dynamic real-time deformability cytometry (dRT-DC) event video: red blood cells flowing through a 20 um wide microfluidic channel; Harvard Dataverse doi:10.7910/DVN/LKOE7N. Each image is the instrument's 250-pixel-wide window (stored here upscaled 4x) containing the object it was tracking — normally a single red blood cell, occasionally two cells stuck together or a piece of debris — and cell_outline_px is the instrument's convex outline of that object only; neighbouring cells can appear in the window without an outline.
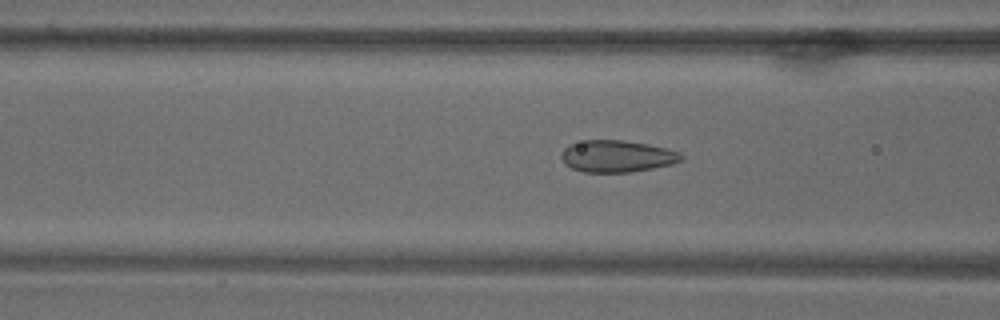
{"species": "common noctule bat (a hibernating species)", "species_latin": "Nyctalus noctula", "temperature_condition": "warm", "stored_images_in_passage": 69, "camera_frame_rate_fps": 3000, "um_per_image_px": 0.085, "animal": {"sex": "male", "body_mass_g": 18.8}, "frame": {"image": 1, "passage_image": 28, "time_ms": 9.0, "image_size_px": [1000, 320], "cell_outline_px": [[684, 156], [680, 160], [672, 164], [632, 172], [584, 172], [572, 168], [564, 164], [560, 156], [560, 152], [568, 144], [584, 140], [624, 140], [648, 144], [680, 152]], "centroid_in_image_um": [52.39, 13.27], "position_along_channel_um": 114.2, "area_um2": 22.37}}
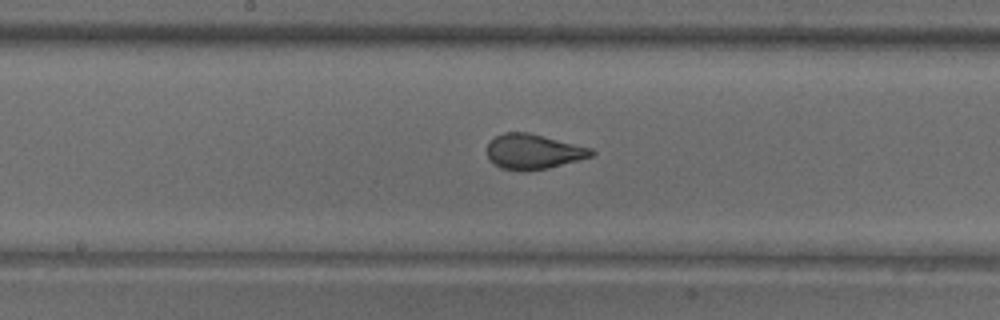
{"frame": {"image": 2, "passage_image": 37, "time_ms": 12.0, "image_size_px": [1000, 320], "cell_outline_px": [[596, 152], [592, 156], [548, 168], [524, 172], [500, 168], [488, 160], [488, 144], [496, 136], [504, 132], [528, 132], [592, 148]], "centroid_in_image_um": [45.32, 12.9], "position_along_channel_um": 202.9, "area_um2": 21.33}}
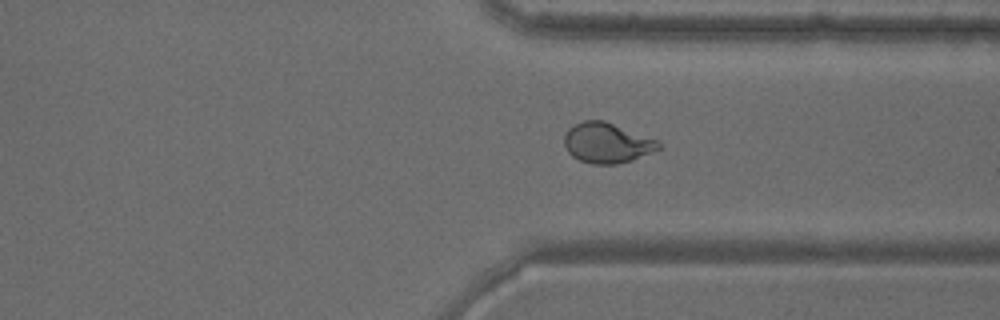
{"frame": {"image": 3, "passage_image": 53, "time_ms": 17.333, "image_size_px": [1000, 320], "cell_outline_px": [[660, 148], [652, 152], [632, 160], [616, 164], [592, 164], [580, 160], [572, 156], [568, 152], [564, 144], [564, 136], [568, 128], [584, 120], [604, 120], [656, 140], [660, 144]], "centroid_in_image_um": [51.55, 12.15], "position_along_channel_um": 359.8, "area_um2": 21.85}}